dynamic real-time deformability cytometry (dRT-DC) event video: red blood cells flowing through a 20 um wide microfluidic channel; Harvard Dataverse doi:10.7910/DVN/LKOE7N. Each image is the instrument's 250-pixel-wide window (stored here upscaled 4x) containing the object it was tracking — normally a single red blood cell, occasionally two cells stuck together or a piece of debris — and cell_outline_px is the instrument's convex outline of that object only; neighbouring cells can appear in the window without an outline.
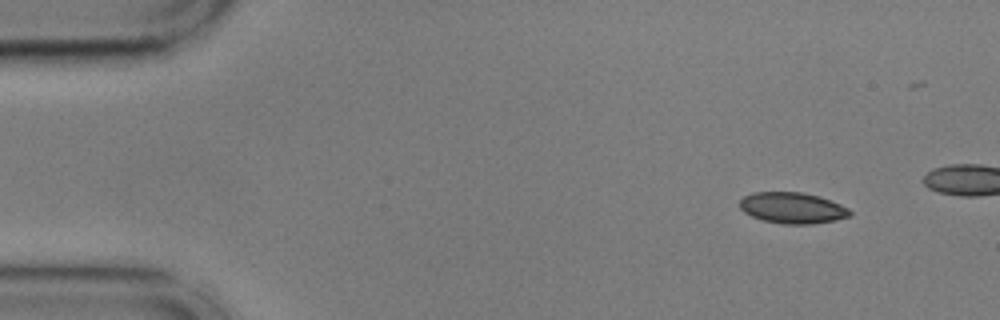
{"species": "common noctule bat (a hibernating species)", "species_latin": "Nyctalus noctula", "temperature_condition": "cold", "stored_images_in_passage": 15, "camera_frame_rate_fps": 3000, "um_per_image_px": 0.085, "animal": {"sex": "male", "body_mass_g": 17.9, "forearm_length_mm": 54.2}, "frame": {"image": 1, "passage_image": 5, "time_ms": 1.333, "image_size_px": [1000, 320], "cell_outline_px": [[852, 216], [836, 220], [812, 224], [784, 224], [764, 220], [752, 216], [744, 212], [740, 208], [740, 200], [744, 196], [752, 192], [800, 192], [820, 196], [840, 204], [848, 208], [852, 212]], "centroid_in_image_um": [67.38, 17.67], "position_along_channel_um": 17.6, "area_um2": 20.0}}